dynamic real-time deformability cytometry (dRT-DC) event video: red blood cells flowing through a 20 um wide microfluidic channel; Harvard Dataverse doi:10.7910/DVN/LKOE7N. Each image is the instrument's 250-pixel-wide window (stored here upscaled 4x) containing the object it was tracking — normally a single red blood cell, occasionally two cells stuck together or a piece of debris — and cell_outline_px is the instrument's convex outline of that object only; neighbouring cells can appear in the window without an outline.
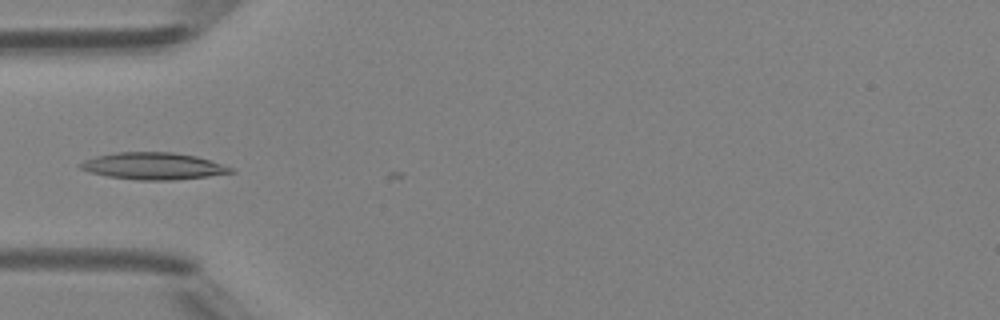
{"species": "Egyptian fruit bat (a non-hibernating species)", "species_latin": "Rousettus aegyptiacus", "temperature_condition": "room temperature", "stored_images_in_passage": 5, "camera_frame_rate_fps": 3000, "um_per_image_px": 0.085, "animal": {"sex": "female"}, "frame": {"image": 1, "passage_image": 4, "time_ms": 4.333, "image_size_px": [1000, 320], "cell_outline_px": [[236, 172], [208, 176], [176, 180], [136, 180], [108, 176], [92, 172], [80, 168], [76, 164], [84, 160], [96, 156], [116, 152], [172, 152], [196, 156], [232, 168]], "centroid_in_image_um": [13.0, 14.11], "position_along_channel_um": 72.0, "area_um2": 23.47}}
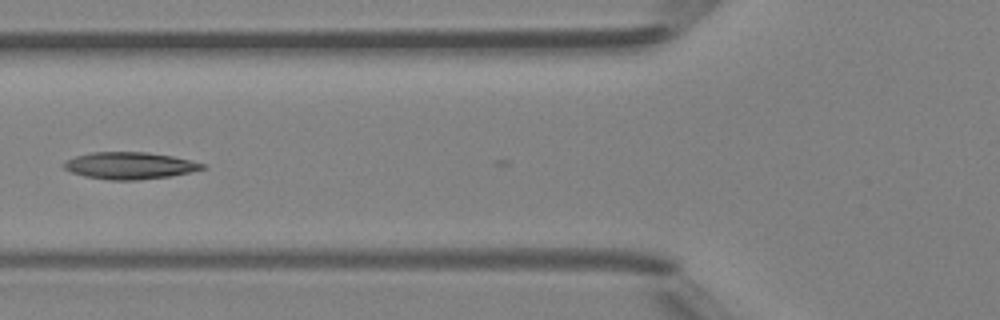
{"frame": {"image": 2, "passage_image": 5, "time_ms": 5.333, "image_size_px": [1000, 320], "cell_outline_px": [[204, 168], [188, 172], [168, 176], [136, 180], [108, 180], [84, 176], [72, 172], [64, 168], [60, 164], [64, 160], [76, 156], [92, 152], [148, 152], [172, 156], [204, 164]], "centroid_in_image_um": [10.93, 14.07], "position_along_channel_um": 114.9, "area_um2": 21.56}}